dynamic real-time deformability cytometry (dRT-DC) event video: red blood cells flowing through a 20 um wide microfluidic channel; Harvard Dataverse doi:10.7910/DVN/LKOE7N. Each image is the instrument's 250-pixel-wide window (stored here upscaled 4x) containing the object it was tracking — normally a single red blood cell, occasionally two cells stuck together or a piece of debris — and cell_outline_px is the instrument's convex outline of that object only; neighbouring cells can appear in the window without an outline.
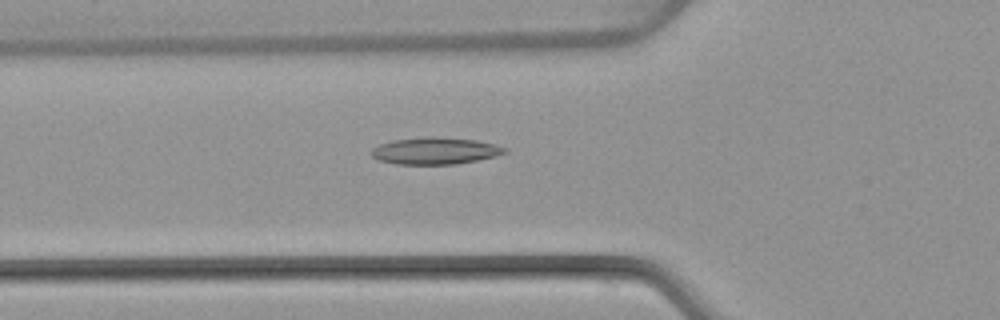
{"species": "common noctule bat (a hibernating species)", "species_latin": "Nyctalus noctula", "temperature_condition": "warm", "stored_images_in_passage": 15, "camera_frame_rate_fps": 3000, "um_per_image_px": 0.085, "animal": {"sex": "female", "body_mass_g": 22.7, "forearm_length_mm": 54.2}, "frame": {"image": 1, "passage_image": 11, "time_ms": 3.333, "image_size_px": [1000, 320], "cell_outline_px": [[508, 152], [496, 156], [456, 164], [396, 164], [380, 160], [372, 156], [372, 148], [380, 144], [392, 140], [428, 136], [476, 140], [496, 144], [508, 148]], "centroid_in_image_um": [37.02, 12.81], "position_along_channel_um": 88.8, "area_um2": 20.87}}
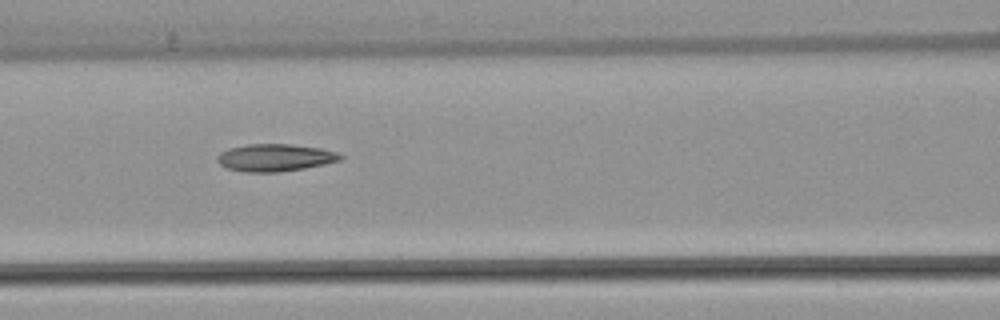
{"frame": {"image": 2, "passage_image": 15, "time_ms": 4.667, "image_size_px": [1000, 320], "cell_outline_px": [[344, 156], [340, 160], [324, 164], [304, 168], [280, 172], [244, 172], [224, 168], [216, 160], [216, 156], [220, 152], [228, 148], [248, 144], [288, 144], [320, 148], [336, 152]], "centroid_in_image_um": [23.32, 13.4], "position_along_channel_um": 143.3, "area_um2": 19.71}}